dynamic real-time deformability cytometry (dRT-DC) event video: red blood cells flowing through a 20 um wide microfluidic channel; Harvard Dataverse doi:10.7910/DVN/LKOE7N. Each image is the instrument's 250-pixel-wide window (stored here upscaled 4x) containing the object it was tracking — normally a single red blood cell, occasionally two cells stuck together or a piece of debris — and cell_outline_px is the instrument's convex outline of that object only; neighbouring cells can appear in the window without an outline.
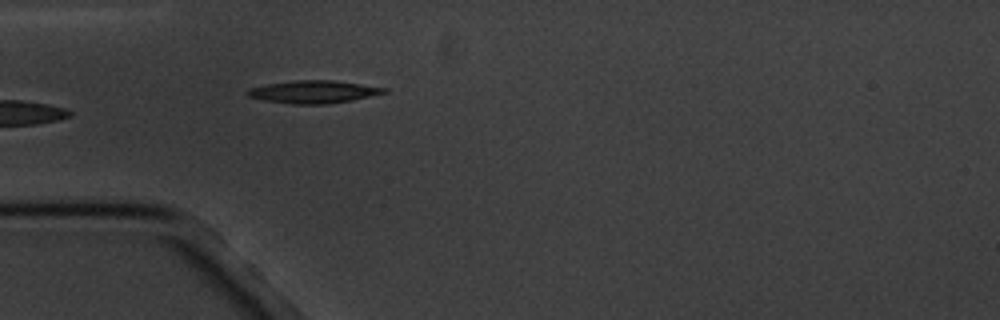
{"species": "common noctule bat (a hibernating species)", "species_latin": "Nyctalus noctula", "temperature_condition": "cold", "stored_images_in_passage": 5, "camera_frame_rate_fps": 3000, "um_per_image_px": 0.085, "animal": {"sex": "male", "body_mass_g": 20.1, "forearm_length_mm": 53.5}, "frame": {"image": 1, "passage_image": 5, "time_ms": 5.667, "image_size_px": [1000, 320], "cell_outline_px": [[388, 92], [352, 100], [328, 104], [292, 104], [264, 100], [248, 96], [244, 92], [248, 88], [264, 84], [296, 80], [332, 80], [388, 88]], "centroid_in_image_um": [26.61, 7.8], "position_along_channel_um": 58.4, "area_um2": 18.09}}